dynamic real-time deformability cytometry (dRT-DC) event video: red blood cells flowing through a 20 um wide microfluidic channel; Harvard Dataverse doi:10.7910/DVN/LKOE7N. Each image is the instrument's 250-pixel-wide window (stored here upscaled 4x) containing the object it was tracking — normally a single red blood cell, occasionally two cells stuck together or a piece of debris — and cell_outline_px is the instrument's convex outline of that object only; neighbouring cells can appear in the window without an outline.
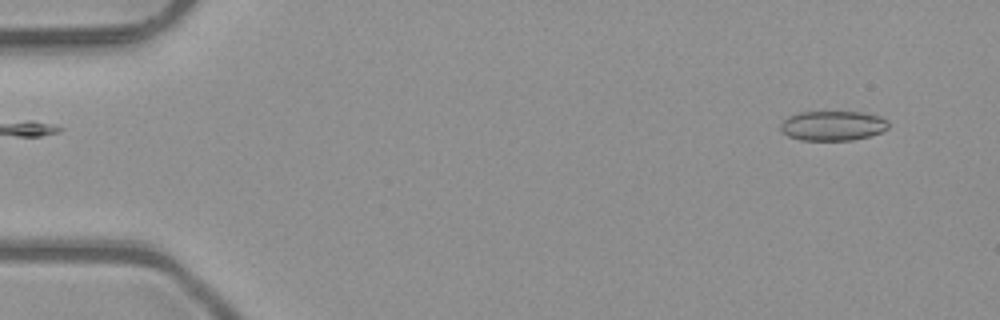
{"species": "common noctule bat (a hibernating species)", "species_latin": "Nyctalus noctula", "temperature_condition": "room temperature", "stored_images_in_passage": 5, "camera_frame_rate_fps": 3000, "um_per_image_px": 0.085, "animal": {"sex": "male", "body_mass_g": 23.1, "forearm_length_mm": 52.7}, "frame": {"image": 1, "passage_image": 1, "time_ms": 0.0, "image_size_px": [1000, 320], "cell_outline_px": [[888, 128], [880, 132], [868, 136], [852, 140], [800, 140], [788, 136], [780, 128], [780, 124], [788, 116], [800, 112], [860, 112], [880, 116], [888, 120]], "centroid_in_image_um": [70.78, 10.68], "position_along_channel_um": 14.2, "area_um2": 18.61}}
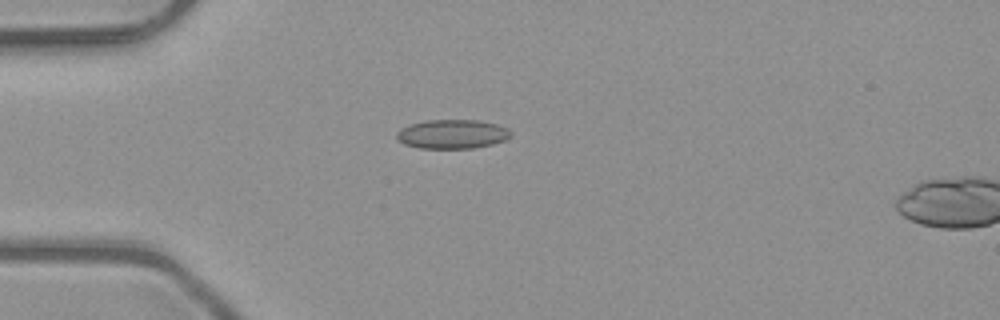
{"frame": {"image": 2, "passage_image": 4, "time_ms": 1.0, "image_size_px": [1000, 320], "cell_outline_px": [[512, 136], [504, 140], [492, 144], [472, 148], [420, 148], [404, 144], [396, 140], [396, 132], [400, 128], [408, 124], [428, 120], [480, 120], [496, 124], [508, 128], [512, 132]], "centroid_in_image_um": [38.42, 11.39], "position_along_channel_um": 46.6, "area_um2": 19.54}}